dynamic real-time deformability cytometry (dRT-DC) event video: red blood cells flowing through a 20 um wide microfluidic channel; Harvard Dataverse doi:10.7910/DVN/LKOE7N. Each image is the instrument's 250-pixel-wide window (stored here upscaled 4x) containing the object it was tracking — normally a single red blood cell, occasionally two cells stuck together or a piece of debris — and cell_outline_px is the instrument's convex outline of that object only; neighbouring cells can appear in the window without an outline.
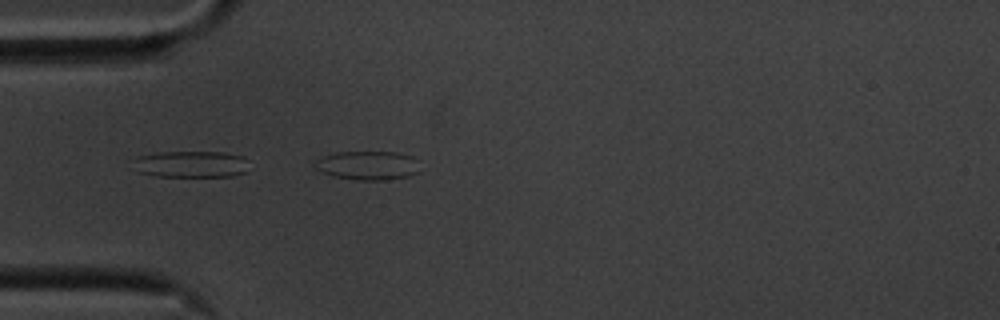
{"species": "common noctule bat (a hibernating species)", "species_latin": "Nyctalus noctula", "temperature_condition": "cold", "stored_images_in_passage": 42, "camera_frame_rate_fps": 3000, "um_per_image_px": 0.085, "animal": {"sex": "male", "body_mass_g": 20.1, "forearm_length_mm": 53.5}, "frame": {"image": 1, "passage_image": 1, "time_ms": 0.0, "image_size_px": [1000, 320], "cell_outline_px": [[420, 172], [408, 176], [388, 180], [360, 180], [332, 176], [316, 168], [312, 164], [316, 160], [324, 156], [336, 152], [396, 152], [412, 156], [420, 160]], "centroid_in_image_um": [31.33, 14.06], "position_along_channel_um": 53.7, "area_um2": 17.92}}
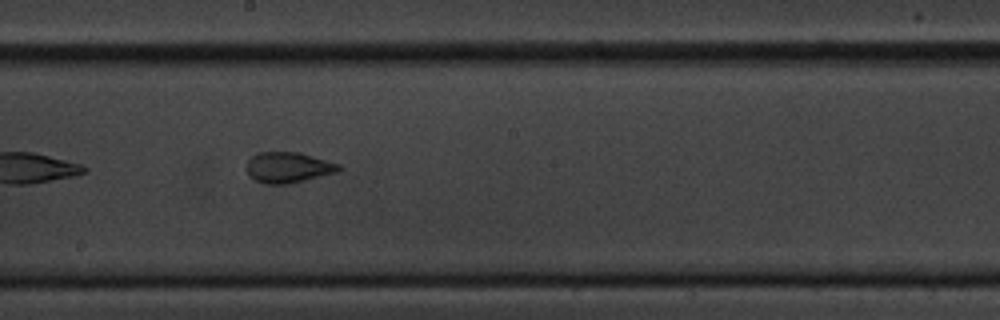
{"frame": {"image": 2, "passage_image": 16, "time_ms": 5.0, "image_size_px": [1000, 320], "cell_outline_px": [[344, 168], [336, 172], [288, 184], [264, 184], [248, 176], [244, 168], [248, 160], [256, 152], [300, 152], [340, 164]], "centroid_in_image_um": [24.45, 14.22], "position_along_channel_um": 223.7, "area_um2": 16.7}}
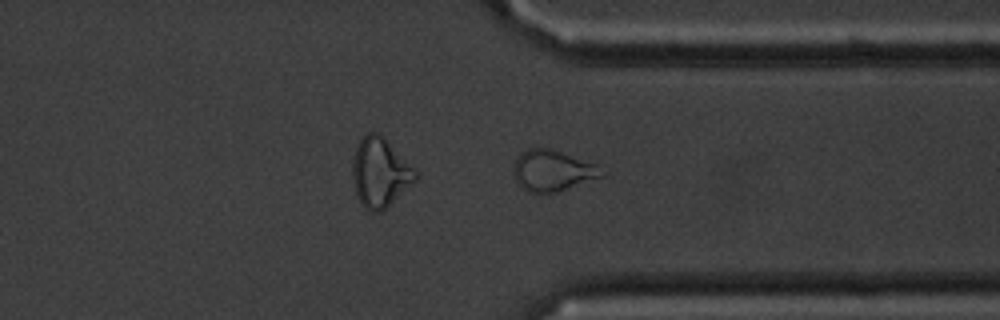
{"frame": {"image": 3, "passage_image": 28, "time_ms": 9.0, "image_size_px": [1000, 320], "cell_outline_px": [[604, 176], [556, 192], [528, 192], [516, 180], [512, 172], [512, 168], [520, 152], [528, 148], [552, 148], [596, 164]], "centroid_in_image_um": [46.93, 14.48], "position_along_channel_um": 364.5, "area_um2": 20.87}, "authors_computed_cell_mechanics": {"area_um2": 16.5308, "velocity_mm_per_s": 3.5193, "shape_relaxation_time_tau1_ms": null, "shape_relaxation_time_tau2_ms": 1.1989, "deformation_change_tau1": null, "deformation_change_tau2": 0.0755}}